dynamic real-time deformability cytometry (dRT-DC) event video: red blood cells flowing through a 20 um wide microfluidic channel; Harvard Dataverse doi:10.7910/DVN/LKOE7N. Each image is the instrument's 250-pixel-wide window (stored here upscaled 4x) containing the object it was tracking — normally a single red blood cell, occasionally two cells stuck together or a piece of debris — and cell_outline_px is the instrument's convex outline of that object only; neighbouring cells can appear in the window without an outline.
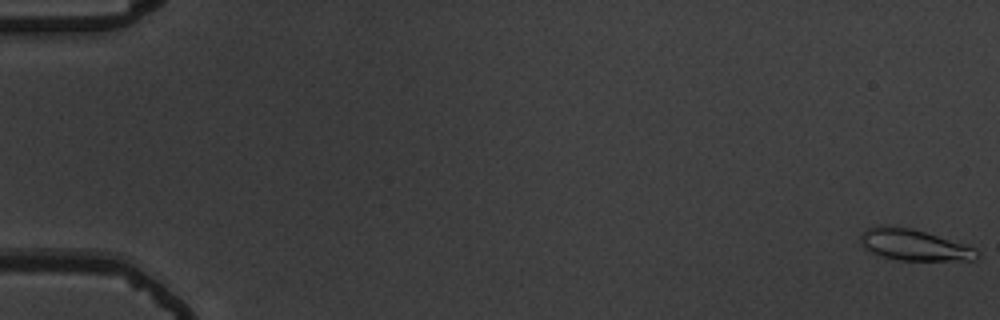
{"species": "common noctule bat (a hibernating species)", "species_latin": "Nyctalus noctula", "temperature_condition": "warm", "stored_images_in_passage": 57, "camera_frame_rate_fps": 3000, "um_per_image_px": 0.085, "animal": {"sex": "male", "body_mass_g": 19.5, "forearm_length_mm": 54.6}, "frame": {"image": 1, "passage_image": 1, "time_ms": 0.0, "image_size_px": [1000, 320], "cell_outline_px": [[976, 256], [972, 260], [900, 260], [884, 256], [872, 252], [864, 248], [860, 244], [860, 236], [868, 228], [880, 224], [884, 224], [912, 228], [976, 248]], "centroid_in_image_um": [77.61, 20.79], "position_along_channel_um": 7.4, "area_um2": 20.87}}
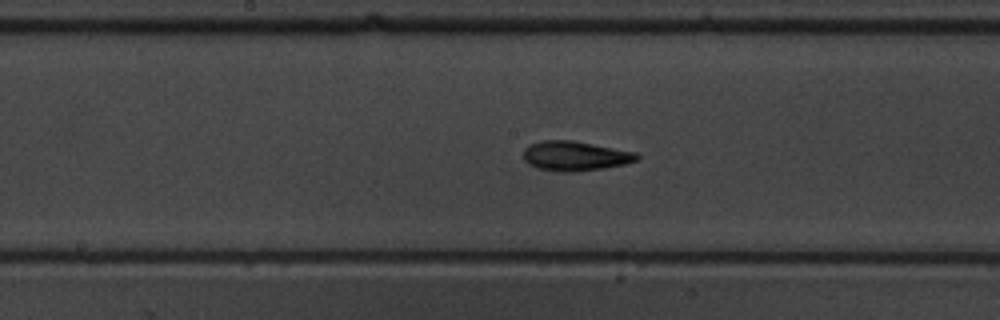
{"frame": {"image": 2, "passage_image": 31, "time_ms": 10.0, "image_size_px": [1000, 320], "cell_outline_px": [[640, 156], [636, 160], [624, 164], [604, 168], [572, 172], [556, 172], [536, 168], [528, 164], [524, 160], [524, 148], [528, 144], [544, 140], [572, 140], [636, 152]], "centroid_in_image_um": [48.84, 13.26], "position_along_channel_um": 199.4, "area_um2": 19.71}}
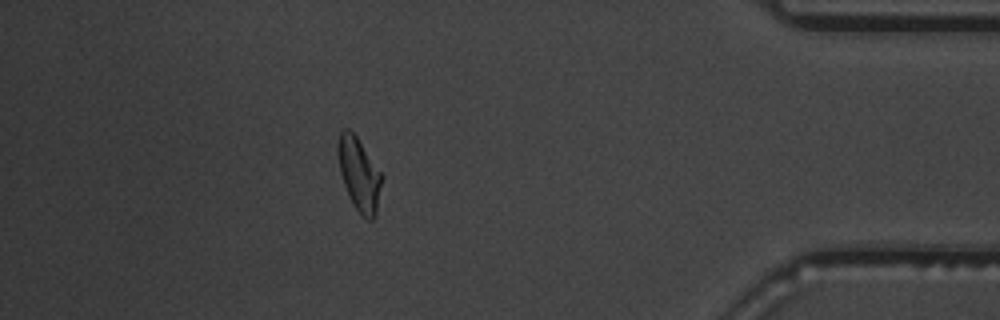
{"frame": {"image": 3, "passage_image": 51, "time_ms": 16.667, "image_size_px": [1000, 320], "cell_outline_px": [[384, 176], [376, 216], [372, 220], [368, 220], [356, 208], [344, 184], [340, 172], [336, 152], [336, 148], [340, 132], [344, 128], [348, 128], [356, 136]], "centroid_in_image_um": [30.54, 14.79], "position_along_channel_um": 404.7, "area_um2": 18.67}, "authors_computed_cell_mechanics": {"area_um2": 18.6694, "velocity_mm_per_s": 3.6654, "shape_relaxation_time_tau1_ms": 4.896, "shape_relaxation_time_tau2_ms": 3.4801, "deformation_change_tau1": 0.1806, "deformation_change_tau2": 0.1112}}